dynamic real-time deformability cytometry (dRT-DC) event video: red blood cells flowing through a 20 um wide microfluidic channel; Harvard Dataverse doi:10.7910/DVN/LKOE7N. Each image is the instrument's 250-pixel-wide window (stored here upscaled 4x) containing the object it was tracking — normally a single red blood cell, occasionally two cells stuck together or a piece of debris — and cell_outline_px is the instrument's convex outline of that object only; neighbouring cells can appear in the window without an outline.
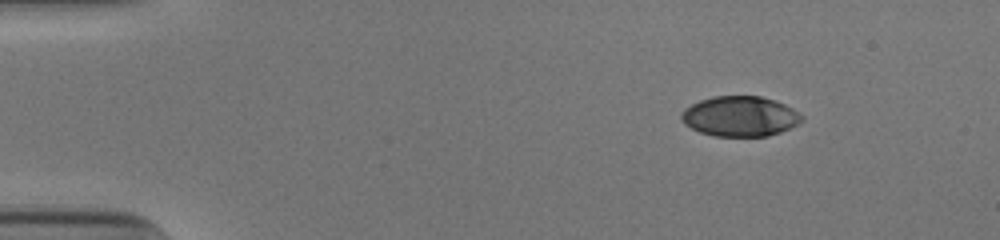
{"species": "human", "species_latin": "Homo sapiens", "temperature_condition": "cold", "stored_images_in_passage": 46, "camera_frame_rate_fps": 3000, "um_per_image_px": 0.085, "donor": {"sex": "male"}, "frame": {"image": 1, "passage_image": 1, "time_ms": 0.0, "image_size_px": [1000, 240], "cell_outline_px": [[804, 116], [796, 124], [780, 132], [768, 136], [716, 136], [700, 132], [684, 124], [680, 116], [680, 112], [684, 108], [700, 100], [712, 96], [760, 96], [776, 100], [792, 108]], "centroid_in_image_um": [62.87, 9.88], "position_along_channel_um": 22.1, "area_um2": 28.15}}
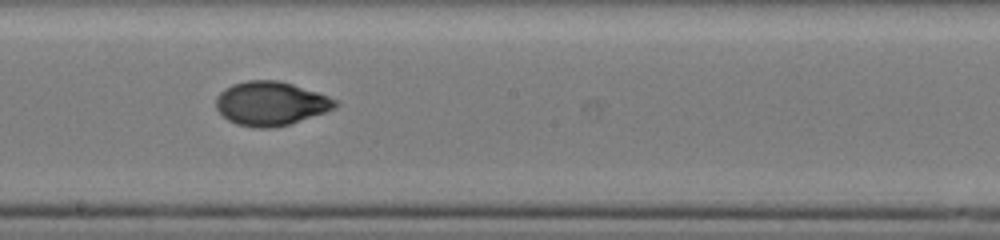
{"frame": {"image": 2, "passage_image": 24, "time_ms": 7.667, "image_size_px": [1000, 240], "cell_outline_px": [[340, 104], [336, 108], [288, 124], [272, 128], [256, 128], [236, 124], [228, 120], [216, 108], [216, 96], [224, 88], [232, 84], [248, 80], [276, 80], [292, 84], [328, 96], [336, 100]], "centroid_in_image_um": [22.99, 8.79], "position_along_channel_um": 225.2, "area_um2": 30.35}}
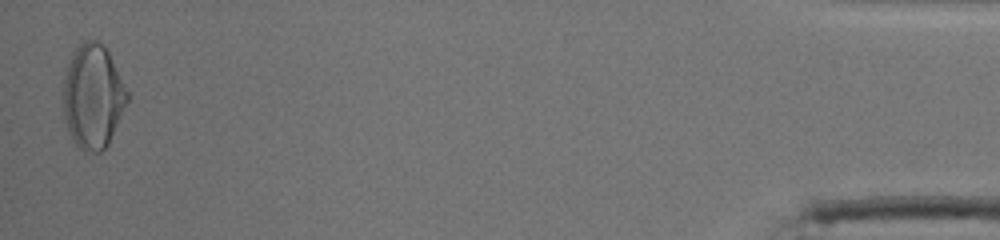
{"frame": {"image": 3, "passage_image": 46, "time_ms": 15.0, "image_size_px": [1000, 240], "cell_outline_px": [[128, 100], [108, 144], [100, 152], [84, 152], [72, 140], [64, 116], [64, 80], [68, 64], [76, 48], [84, 40], [96, 40], [104, 44], [128, 92]], "centroid_in_image_um": [7.9, 8.21], "position_along_channel_um": 427.3, "area_um2": 38.26}, "authors_computed_cell_mechanics": {"area_um2": 30.2294, "velocity_mm_per_s": 3.9136, "shape_relaxation_time_tau1_ms": 4.0683, "shape_relaxation_time_tau2_ms": 0.9649, "deformation_change_tau1": 0.1706, "deformation_change_tau2": 0.0425}}